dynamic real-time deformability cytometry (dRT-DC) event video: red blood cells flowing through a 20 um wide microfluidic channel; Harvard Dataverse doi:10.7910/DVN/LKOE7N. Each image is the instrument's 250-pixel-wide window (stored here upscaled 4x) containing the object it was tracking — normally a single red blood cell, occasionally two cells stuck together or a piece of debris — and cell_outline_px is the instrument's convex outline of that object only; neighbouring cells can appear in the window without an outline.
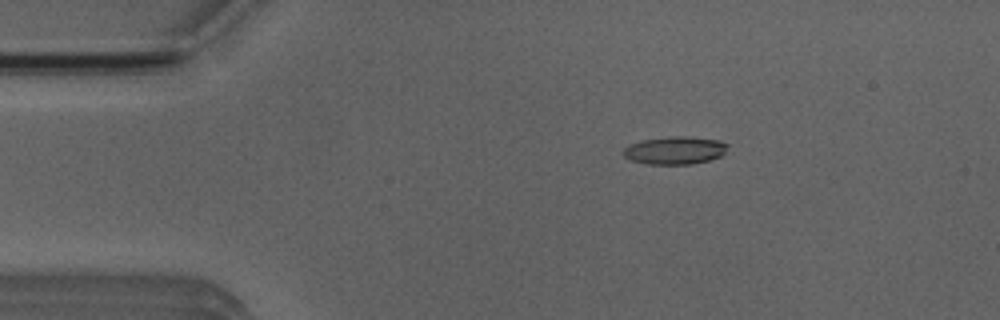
{"species": "Egyptian fruit bat (a non-hibernating species)", "species_latin": "Rousettus aegyptiacus", "temperature_condition": "room temperature", "stored_images_in_passage": 4, "camera_frame_rate_fps": 3000, "um_per_image_px": 0.085, "animal": {"sex": "male"}, "frame": {"image": 1, "passage_image": 3, "time_ms": 2.0, "image_size_px": [1000, 320], "cell_outline_px": [[728, 144], [724, 152], [720, 156], [708, 160], [692, 164], [648, 164], [632, 160], [624, 156], [620, 152], [628, 144], [640, 140], [672, 136], [684, 136], [720, 140]], "centroid_in_image_um": [57.32, 12.77], "position_along_channel_um": 27.7, "area_um2": 16.94}}